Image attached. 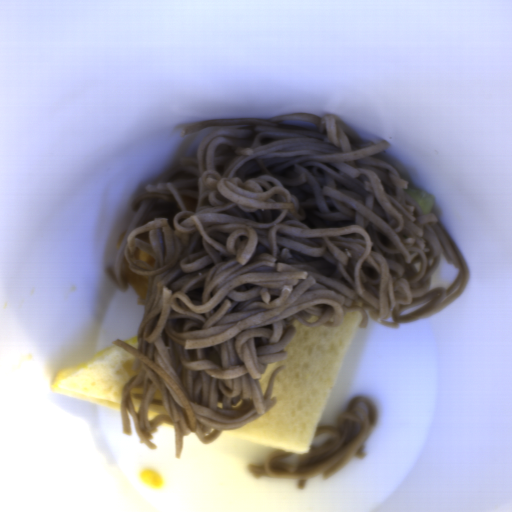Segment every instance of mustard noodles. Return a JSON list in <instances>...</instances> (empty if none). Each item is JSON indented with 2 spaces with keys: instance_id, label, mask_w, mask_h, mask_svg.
Listing matches in <instances>:
<instances>
[{
  "instance_id": "0af2e427",
  "label": "mustard noodles",
  "mask_w": 512,
  "mask_h": 512,
  "mask_svg": "<svg viewBox=\"0 0 512 512\" xmlns=\"http://www.w3.org/2000/svg\"><path fill=\"white\" fill-rule=\"evenodd\" d=\"M168 163L134 191L114 285L146 280L137 362L121 386L125 433L141 442L174 425L209 444L277 402L267 367L288 357L294 322L342 325L358 311L398 328L466 290L467 260L433 213L405 191L388 143L337 115L293 112L177 126Z\"/></svg>"
},
{
  "instance_id": "7f7daa86",
  "label": "mustard noodles",
  "mask_w": 512,
  "mask_h": 512,
  "mask_svg": "<svg viewBox=\"0 0 512 512\" xmlns=\"http://www.w3.org/2000/svg\"><path fill=\"white\" fill-rule=\"evenodd\" d=\"M380 420V411L368 395H354L337 416L334 425L318 426L313 436L329 433L328 441L313 446L296 463H281L292 451L276 449L246 466L256 477L270 476L296 480V488H305L308 479L321 474L327 480L354 459L367 456V439Z\"/></svg>"
}]
</instances>
